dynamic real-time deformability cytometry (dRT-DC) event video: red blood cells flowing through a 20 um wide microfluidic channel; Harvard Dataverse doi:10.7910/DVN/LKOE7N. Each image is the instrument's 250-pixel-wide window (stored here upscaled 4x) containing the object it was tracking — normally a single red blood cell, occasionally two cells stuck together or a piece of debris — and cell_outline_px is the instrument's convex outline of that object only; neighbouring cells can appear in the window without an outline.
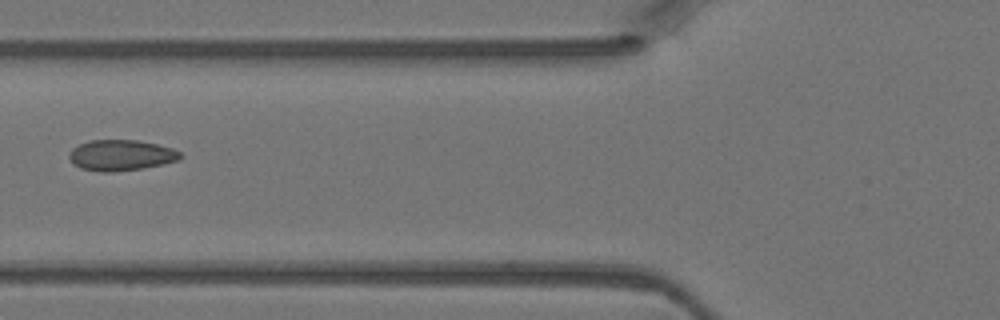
{"species": "Egyptian fruit bat (a non-hibernating species)", "species_latin": "Rousettus aegyptiacus", "temperature_condition": "warm", "stored_images_in_passage": 5, "camera_frame_rate_fps": 3000, "um_per_image_px": 0.085, "animal": {"sex": "female"}, "frame": {"image": 1, "passage_image": 5, "time_ms": 1.333, "image_size_px": [1000, 320], "cell_outline_px": [[184, 156], [180, 160], [164, 164], [144, 168], [116, 172], [100, 172], [80, 168], [68, 156], [72, 148], [80, 144], [92, 140], [136, 140], [156, 144], [172, 148], [180, 152]], "centroid_in_image_um": [10.33, 13.2], "position_along_channel_um": 115.5, "area_um2": 20.0}}